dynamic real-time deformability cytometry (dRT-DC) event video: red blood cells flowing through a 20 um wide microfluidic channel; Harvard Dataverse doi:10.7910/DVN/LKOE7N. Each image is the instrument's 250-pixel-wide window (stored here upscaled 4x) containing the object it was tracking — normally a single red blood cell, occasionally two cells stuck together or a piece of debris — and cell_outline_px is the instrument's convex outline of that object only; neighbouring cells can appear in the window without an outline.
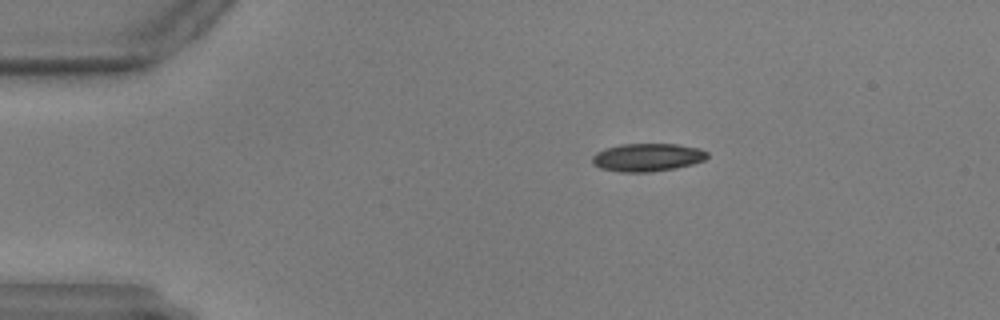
{"species": "common noctule bat (a hibernating species)", "species_latin": "Nyctalus noctula", "temperature_condition": "warm", "stored_images_in_passage": 48, "camera_frame_rate_fps": 3000, "um_per_image_px": 0.085, "animal": {"sex": "male", "body_mass_g": 17.9, "forearm_length_mm": 54.2}, "frame": {"image": 1, "passage_image": 1, "time_ms": 0.0, "image_size_px": [1000, 320], "cell_outline_px": [[708, 156], [704, 160], [692, 164], [676, 168], [652, 172], [620, 172], [600, 168], [592, 164], [592, 156], [596, 152], [604, 148], [620, 144], [676, 144], [700, 148], [708, 152]], "centroid_in_image_um": [55.01, 13.37], "position_along_channel_um": 30.0, "area_um2": 18.96}}
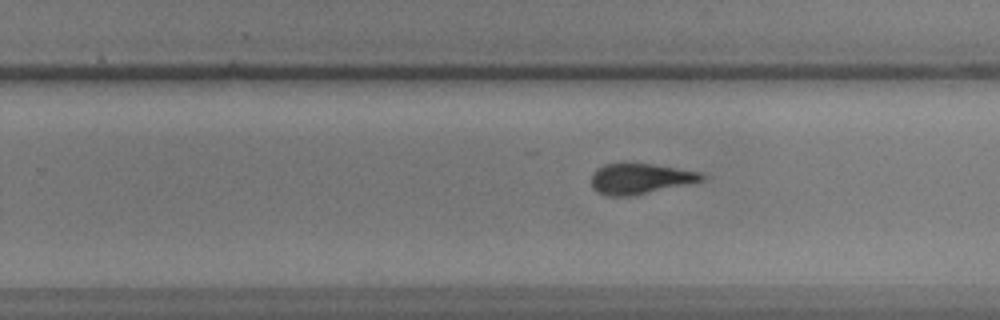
{"frame": {"image": 2, "passage_image": 27, "time_ms": 8.667, "image_size_px": [1000, 320], "cell_outline_px": [[712, 176], [704, 180], [628, 196], [608, 196], [596, 192], [592, 188], [592, 172], [596, 168], [604, 164], [624, 160], [652, 164], [700, 172]], "centroid_in_image_um": [54.37, 15.14], "position_along_channel_um": 275.4, "area_um2": 20.11}}
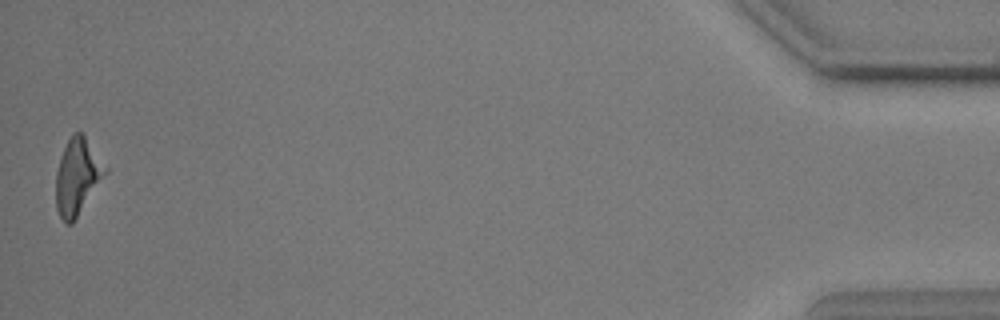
{"frame": {"image": 3, "passage_image": 48, "time_ms": 15.667, "image_size_px": [1000, 320], "cell_outline_px": [[108, 172], [72, 224], [64, 224], [56, 208], [56, 172], [64, 148], [72, 132], [80, 132], [84, 136], [108, 168]], "centroid_in_image_um": [6.58, 15.04], "position_along_channel_um": 428.6, "area_um2": 21.73}}